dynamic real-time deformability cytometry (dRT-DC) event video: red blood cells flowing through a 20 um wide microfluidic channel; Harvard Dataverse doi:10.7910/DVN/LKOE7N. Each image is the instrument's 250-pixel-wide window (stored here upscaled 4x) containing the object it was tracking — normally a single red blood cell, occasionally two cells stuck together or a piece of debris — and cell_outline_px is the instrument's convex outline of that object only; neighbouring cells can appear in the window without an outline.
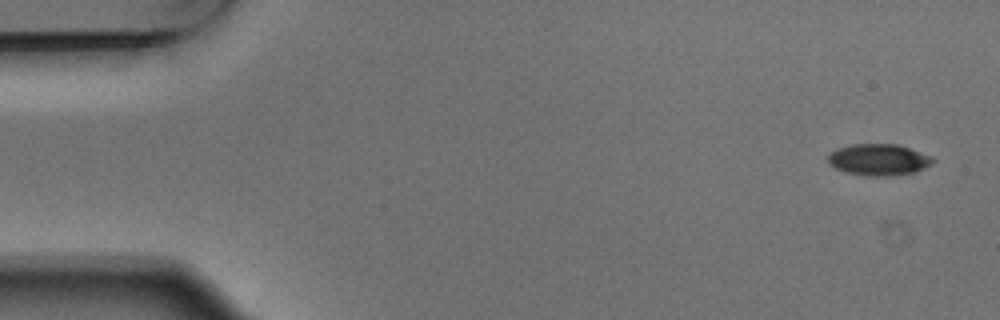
{"species": "Egyptian fruit bat (a non-hibernating species)", "species_latin": "Rousettus aegyptiacus", "temperature_condition": "warm", "stored_images_in_passage": 4, "camera_frame_rate_fps": 3000, "um_per_image_px": 0.085, "animal": {"sex": "male"}, "frame": {"image": 1, "passage_image": 1, "time_ms": 0.0, "image_size_px": [1000, 320], "cell_outline_px": [[936, 160], [924, 168], [912, 172], [884, 176], [864, 176], [848, 172], [836, 168], [828, 164], [828, 156], [832, 152], [840, 148], [852, 144], [896, 144], [932, 156]], "centroid_in_image_um": [74.68, 13.57], "position_along_channel_um": 10.3, "area_um2": 18.9}}
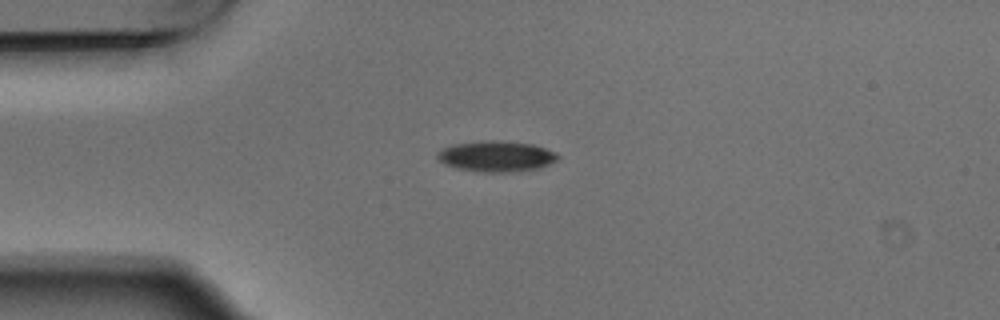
{"frame": {"image": 2, "passage_image": 4, "time_ms": 1.0, "image_size_px": [1000, 320], "cell_outline_px": [[560, 156], [556, 160], [540, 168], [508, 172], [484, 172], [456, 168], [444, 164], [436, 156], [444, 148], [452, 144], [492, 140], [500, 140], [532, 144], [556, 152]], "centroid_in_image_um": [42.2, 13.28], "position_along_channel_um": 42.8, "area_um2": 21.39}}